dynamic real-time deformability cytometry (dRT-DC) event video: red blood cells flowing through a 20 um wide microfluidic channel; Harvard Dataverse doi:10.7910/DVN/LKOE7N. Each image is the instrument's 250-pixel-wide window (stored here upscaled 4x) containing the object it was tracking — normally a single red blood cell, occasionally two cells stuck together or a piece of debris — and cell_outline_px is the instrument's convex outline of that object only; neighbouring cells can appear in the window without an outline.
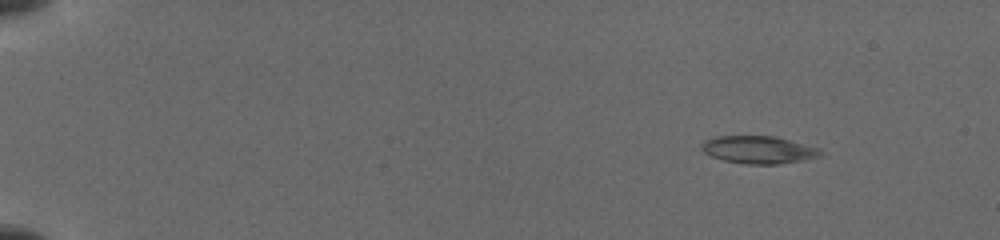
{"species": "common noctule bat (a hibernating species)", "species_latin": "Nyctalus noctula", "temperature_condition": "cold", "stored_images_in_passage": 13, "camera_frame_rate_fps": 3000, "um_per_image_px": 0.085, "animal": {"sex": "female", "body_mass_g": 19.5, "forearm_length_mm": 54.1}, "frame": {"image": 1, "passage_image": 3, "time_ms": 1.333, "image_size_px": [1000, 240], "cell_outline_px": [[824, 152], [820, 156], [800, 160], [776, 164], [748, 164], [724, 160], [712, 156], [704, 152], [700, 148], [700, 144], [704, 140], [716, 136], [776, 136], [820, 148]], "centroid_in_image_um": [64.47, 12.71], "position_along_channel_um": 20.5, "area_um2": 19.07}}
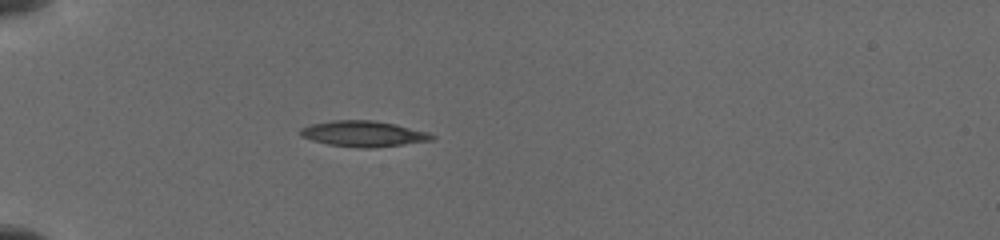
{"frame": {"image": 2, "passage_image": 9, "time_ms": 5.0, "image_size_px": [1000, 240], "cell_outline_px": [[436, 136], [432, 140], [404, 144], [372, 148], [360, 148], [328, 144], [312, 140], [300, 136], [300, 128], [308, 124], [332, 120], [372, 120], [396, 124], [428, 132]], "centroid_in_image_um": [30.87, 11.36], "position_along_channel_um": 54.1, "area_um2": 19.83}}
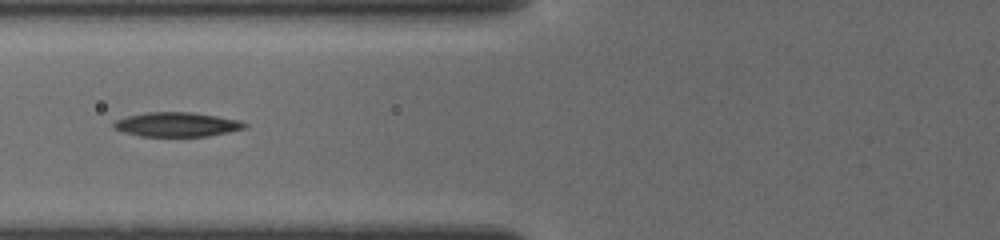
{"frame": {"image": 3, "passage_image": 12, "time_ms": 7.0, "image_size_px": [1000, 240], "cell_outline_px": [[248, 124], [244, 128], [228, 132], [208, 136], [140, 136], [124, 132], [112, 128], [112, 124], [116, 120], [128, 116], [148, 112], [192, 112], [240, 120]], "centroid_in_image_um": [15.02, 10.58], "position_along_channel_um": 110.8, "area_um2": 18.5}}